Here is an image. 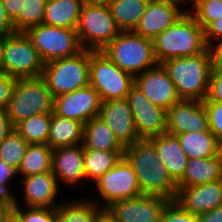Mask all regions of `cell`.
Masks as SVG:
<instances>
[{"mask_svg": "<svg viewBox=\"0 0 222 222\" xmlns=\"http://www.w3.org/2000/svg\"><path fill=\"white\" fill-rule=\"evenodd\" d=\"M123 157L132 166L140 190L146 195L175 199L177 183L161 164L155 146L148 139H141L125 148Z\"/></svg>", "mask_w": 222, "mask_h": 222, "instance_id": "obj_1", "label": "cell"}, {"mask_svg": "<svg viewBox=\"0 0 222 222\" xmlns=\"http://www.w3.org/2000/svg\"><path fill=\"white\" fill-rule=\"evenodd\" d=\"M176 86L181 100L204 101L208 97L213 58L210 48L187 57H174L160 63Z\"/></svg>", "mask_w": 222, "mask_h": 222, "instance_id": "obj_2", "label": "cell"}, {"mask_svg": "<svg viewBox=\"0 0 222 222\" xmlns=\"http://www.w3.org/2000/svg\"><path fill=\"white\" fill-rule=\"evenodd\" d=\"M153 44L159 64L174 57L195 56L208 48L204 29L188 11L170 28L158 34Z\"/></svg>", "mask_w": 222, "mask_h": 222, "instance_id": "obj_3", "label": "cell"}, {"mask_svg": "<svg viewBox=\"0 0 222 222\" xmlns=\"http://www.w3.org/2000/svg\"><path fill=\"white\" fill-rule=\"evenodd\" d=\"M101 52L133 77L159 64L153 40L134 31H120Z\"/></svg>", "mask_w": 222, "mask_h": 222, "instance_id": "obj_4", "label": "cell"}, {"mask_svg": "<svg viewBox=\"0 0 222 222\" xmlns=\"http://www.w3.org/2000/svg\"><path fill=\"white\" fill-rule=\"evenodd\" d=\"M89 64L90 50L83 49L74 56L45 63L41 78L54 98L88 86Z\"/></svg>", "mask_w": 222, "mask_h": 222, "instance_id": "obj_5", "label": "cell"}, {"mask_svg": "<svg viewBox=\"0 0 222 222\" xmlns=\"http://www.w3.org/2000/svg\"><path fill=\"white\" fill-rule=\"evenodd\" d=\"M5 110L15 126L33 115L52 113L53 97L41 77L17 79Z\"/></svg>", "mask_w": 222, "mask_h": 222, "instance_id": "obj_6", "label": "cell"}, {"mask_svg": "<svg viewBox=\"0 0 222 222\" xmlns=\"http://www.w3.org/2000/svg\"><path fill=\"white\" fill-rule=\"evenodd\" d=\"M4 73L16 79L39 78L44 62L25 32L2 36Z\"/></svg>", "mask_w": 222, "mask_h": 222, "instance_id": "obj_7", "label": "cell"}, {"mask_svg": "<svg viewBox=\"0 0 222 222\" xmlns=\"http://www.w3.org/2000/svg\"><path fill=\"white\" fill-rule=\"evenodd\" d=\"M83 49L102 51L119 33L108 5L84 3L76 27Z\"/></svg>", "mask_w": 222, "mask_h": 222, "instance_id": "obj_8", "label": "cell"}, {"mask_svg": "<svg viewBox=\"0 0 222 222\" xmlns=\"http://www.w3.org/2000/svg\"><path fill=\"white\" fill-rule=\"evenodd\" d=\"M89 84L98 92L101 102L125 99L134 85V77L103 52L90 50Z\"/></svg>", "mask_w": 222, "mask_h": 222, "instance_id": "obj_9", "label": "cell"}, {"mask_svg": "<svg viewBox=\"0 0 222 222\" xmlns=\"http://www.w3.org/2000/svg\"><path fill=\"white\" fill-rule=\"evenodd\" d=\"M27 36L44 63L71 57L83 50L76 29L41 24L28 29Z\"/></svg>", "mask_w": 222, "mask_h": 222, "instance_id": "obj_10", "label": "cell"}, {"mask_svg": "<svg viewBox=\"0 0 222 222\" xmlns=\"http://www.w3.org/2000/svg\"><path fill=\"white\" fill-rule=\"evenodd\" d=\"M97 190L105 202L104 210L114 203L142 195L137 177L129 162L122 157L119 162L96 181Z\"/></svg>", "mask_w": 222, "mask_h": 222, "instance_id": "obj_11", "label": "cell"}, {"mask_svg": "<svg viewBox=\"0 0 222 222\" xmlns=\"http://www.w3.org/2000/svg\"><path fill=\"white\" fill-rule=\"evenodd\" d=\"M126 99L141 139L166 133V110L154 105L135 85L130 88Z\"/></svg>", "mask_w": 222, "mask_h": 222, "instance_id": "obj_12", "label": "cell"}, {"mask_svg": "<svg viewBox=\"0 0 222 222\" xmlns=\"http://www.w3.org/2000/svg\"><path fill=\"white\" fill-rule=\"evenodd\" d=\"M100 105L98 92L89 84L84 88L54 97L53 113L85 124L99 116Z\"/></svg>", "mask_w": 222, "mask_h": 222, "instance_id": "obj_13", "label": "cell"}, {"mask_svg": "<svg viewBox=\"0 0 222 222\" xmlns=\"http://www.w3.org/2000/svg\"><path fill=\"white\" fill-rule=\"evenodd\" d=\"M169 202L164 197L142 194L116 202L107 210L117 222H160Z\"/></svg>", "mask_w": 222, "mask_h": 222, "instance_id": "obj_14", "label": "cell"}, {"mask_svg": "<svg viewBox=\"0 0 222 222\" xmlns=\"http://www.w3.org/2000/svg\"><path fill=\"white\" fill-rule=\"evenodd\" d=\"M125 149L141 140L127 99L103 101L99 116Z\"/></svg>", "mask_w": 222, "mask_h": 222, "instance_id": "obj_15", "label": "cell"}, {"mask_svg": "<svg viewBox=\"0 0 222 222\" xmlns=\"http://www.w3.org/2000/svg\"><path fill=\"white\" fill-rule=\"evenodd\" d=\"M134 85L154 104L164 110L181 101L174 82L161 64L134 77Z\"/></svg>", "mask_w": 222, "mask_h": 222, "instance_id": "obj_16", "label": "cell"}, {"mask_svg": "<svg viewBox=\"0 0 222 222\" xmlns=\"http://www.w3.org/2000/svg\"><path fill=\"white\" fill-rule=\"evenodd\" d=\"M166 133L179 135L209 130L207 111L202 101L181 100L166 111Z\"/></svg>", "mask_w": 222, "mask_h": 222, "instance_id": "obj_17", "label": "cell"}, {"mask_svg": "<svg viewBox=\"0 0 222 222\" xmlns=\"http://www.w3.org/2000/svg\"><path fill=\"white\" fill-rule=\"evenodd\" d=\"M179 5L173 0H150L134 32L153 40L187 11Z\"/></svg>", "mask_w": 222, "mask_h": 222, "instance_id": "obj_18", "label": "cell"}, {"mask_svg": "<svg viewBox=\"0 0 222 222\" xmlns=\"http://www.w3.org/2000/svg\"><path fill=\"white\" fill-rule=\"evenodd\" d=\"M177 188L173 201L194 215L198 216L222 205V180Z\"/></svg>", "mask_w": 222, "mask_h": 222, "instance_id": "obj_19", "label": "cell"}, {"mask_svg": "<svg viewBox=\"0 0 222 222\" xmlns=\"http://www.w3.org/2000/svg\"><path fill=\"white\" fill-rule=\"evenodd\" d=\"M52 173L59 184V179L65 184H77L86 180L84 169V147L75 146L58 147L52 152Z\"/></svg>", "mask_w": 222, "mask_h": 222, "instance_id": "obj_20", "label": "cell"}, {"mask_svg": "<svg viewBox=\"0 0 222 222\" xmlns=\"http://www.w3.org/2000/svg\"><path fill=\"white\" fill-rule=\"evenodd\" d=\"M26 207L56 208L59 204H54L58 194V182L52 172L30 175L23 178Z\"/></svg>", "mask_w": 222, "mask_h": 222, "instance_id": "obj_21", "label": "cell"}, {"mask_svg": "<svg viewBox=\"0 0 222 222\" xmlns=\"http://www.w3.org/2000/svg\"><path fill=\"white\" fill-rule=\"evenodd\" d=\"M156 148L161 164L166 167L171 178L178 183L186 170L188 157L176 135L163 133L148 139Z\"/></svg>", "mask_w": 222, "mask_h": 222, "instance_id": "obj_22", "label": "cell"}, {"mask_svg": "<svg viewBox=\"0 0 222 222\" xmlns=\"http://www.w3.org/2000/svg\"><path fill=\"white\" fill-rule=\"evenodd\" d=\"M222 180V157L189 159L177 187H192Z\"/></svg>", "mask_w": 222, "mask_h": 222, "instance_id": "obj_23", "label": "cell"}, {"mask_svg": "<svg viewBox=\"0 0 222 222\" xmlns=\"http://www.w3.org/2000/svg\"><path fill=\"white\" fill-rule=\"evenodd\" d=\"M83 133L84 123L52 112L47 145L52 149L79 145L83 142Z\"/></svg>", "mask_w": 222, "mask_h": 222, "instance_id": "obj_24", "label": "cell"}, {"mask_svg": "<svg viewBox=\"0 0 222 222\" xmlns=\"http://www.w3.org/2000/svg\"><path fill=\"white\" fill-rule=\"evenodd\" d=\"M85 0H47L44 24L76 29Z\"/></svg>", "mask_w": 222, "mask_h": 222, "instance_id": "obj_25", "label": "cell"}, {"mask_svg": "<svg viewBox=\"0 0 222 222\" xmlns=\"http://www.w3.org/2000/svg\"><path fill=\"white\" fill-rule=\"evenodd\" d=\"M177 137L188 159L221 156V143L210 130L182 133Z\"/></svg>", "mask_w": 222, "mask_h": 222, "instance_id": "obj_26", "label": "cell"}, {"mask_svg": "<svg viewBox=\"0 0 222 222\" xmlns=\"http://www.w3.org/2000/svg\"><path fill=\"white\" fill-rule=\"evenodd\" d=\"M82 145L86 149L93 150H125L116 140L110 127L100 117L92 118L84 124Z\"/></svg>", "mask_w": 222, "mask_h": 222, "instance_id": "obj_27", "label": "cell"}, {"mask_svg": "<svg viewBox=\"0 0 222 222\" xmlns=\"http://www.w3.org/2000/svg\"><path fill=\"white\" fill-rule=\"evenodd\" d=\"M82 200V201H81ZM72 200L60 203L55 208L56 222H95L103 207L93 200Z\"/></svg>", "mask_w": 222, "mask_h": 222, "instance_id": "obj_28", "label": "cell"}, {"mask_svg": "<svg viewBox=\"0 0 222 222\" xmlns=\"http://www.w3.org/2000/svg\"><path fill=\"white\" fill-rule=\"evenodd\" d=\"M150 0H112L108 6L120 31H134Z\"/></svg>", "mask_w": 222, "mask_h": 222, "instance_id": "obj_29", "label": "cell"}, {"mask_svg": "<svg viewBox=\"0 0 222 222\" xmlns=\"http://www.w3.org/2000/svg\"><path fill=\"white\" fill-rule=\"evenodd\" d=\"M53 149L47 144H29L21 161L18 173L23 177L52 172Z\"/></svg>", "mask_w": 222, "mask_h": 222, "instance_id": "obj_30", "label": "cell"}, {"mask_svg": "<svg viewBox=\"0 0 222 222\" xmlns=\"http://www.w3.org/2000/svg\"><path fill=\"white\" fill-rule=\"evenodd\" d=\"M124 151H104L84 148L85 178L96 182L123 157Z\"/></svg>", "mask_w": 222, "mask_h": 222, "instance_id": "obj_31", "label": "cell"}, {"mask_svg": "<svg viewBox=\"0 0 222 222\" xmlns=\"http://www.w3.org/2000/svg\"><path fill=\"white\" fill-rule=\"evenodd\" d=\"M51 113L33 115L14 126L28 144H47Z\"/></svg>", "mask_w": 222, "mask_h": 222, "instance_id": "obj_32", "label": "cell"}, {"mask_svg": "<svg viewBox=\"0 0 222 222\" xmlns=\"http://www.w3.org/2000/svg\"><path fill=\"white\" fill-rule=\"evenodd\" d=\"M47 0H24L19 17L13 22L16 32H26L28 29L43 24L45 4Z\"/></svg>", "mask_w": 222, "mask_h": 222, "instance_id": "obj_33", "label": "cell"}, {"mask_svg": "<svg viewBox=\"0 0 222 222\" xmlns=\"http://www.w3.org/2000/svg\"><path fill=\"white\" fill-rule=\"evenodd\" d=\"M29 144L13 129L0 143V159L19 168Z\"/></svg>", "mask_w": 222, "mask_h": 222, "instance_id": "obj_34", "label": "cell"}, {"mask_svg": "<svg viewBox=\"0 0 222 222\" xmlns=\"http://www.w3.org/2000/svg\"><path fill=\"white\" fill-rule=\"evenodd\" d=\"M189 9L187 11L205 30L213 21L222 16V0H198Z\"/></svg>", "mask_w": 222, "mask_h": 222, "instance_id": "obj_35", "label": "cell"}, {"mask_svg": "<svg viewBox=\"0 0 222 222\" xmlns=\"http://www.w3.org/2000/svg\"><path fill=\"white\" fill-rule=\"evenodd\" d=\"M13 203L12 216L18 222H56L55 208L27 207V210H23L20 209L16 198L13 200Z\"/></svg>", "mask_w": 222, "mask_h": 222, "instance_id": "obj_36", "label": "cell"}, {"mask_svg": "<svg viewBox=\"0 0 222 222\" xmlns=\"http://www.w3.org/2000/svg\"><path fill=\"white\" fill-rule=\"evenodd\" d=\"M207 111L209 130L222 142V102L211 101L208 97L203 101Z\"/></svg>", "mask_w": 222, "mask_h": 222, "instance_id": "obj_37", "label": "cell"}, {"mask_svg": "<svg viewBox=\"0 0 222 222\" xmlns=\"http://www.w3.org/2000/svg\"><path fill=\"white\" fill-rule=\"evenodd\" d=\"M160 222H199L198 216L182 209L176 202L170 201L161 216Z\"/></svg>", "mask_w": 222, "mask_h": 222, "instance_id": "obj_38", "label": "cell"}, {"mask_svg": "<svg viewBox=\"0 0 222 222\" xmlns=\"http://www.w3.org/2000/svg\"><path fill=\"white\" fill-rule=\"evenodd\" d=\"M18 174V171L12 165L0 159V198L14 200L8 187V182ZM13 177V178H12Z\"/></svg>", "mask_w": 222, "mask_h": 222, "instance_id": "obj_39", "label": "cell"}, {"mask_svg": "<svg viewBox=\"0 0 222 222\" xmlns=\"http://www.w3.org/2000/svg\"><path fill=\"white\" fill-rule=\"evenodd\" d=\"M17 79L6 73H0V109H6Z\"/></svg>", "mask_w": 222, "mask_h": 222, "instance_id": "obj_40", "label": "cell"}, {"mask_svg": "<svg viewBox=\"0 0 222 222\" xmlns=\"http://www.w3.org/2000/svg\"><path fill=\"white\" fill-rule=\"evenodd\" d=\"M208 98L211 101L222 102V70L212 68Z\"/></svg>", "mask_w": 222, "mask_h": 222, "instance_id": "obj_41", "label": "cell"}, {"mask_svg": "<svg viewBox=\"0 0 222 222\" xmlns=\"http://www.w3.org/2000/svg\"><path fill=\"white\" fill-rule=\"evenodd\" d=\"M204 32L208 48L214 44L213 40L222 41V16L213 21Z\"/></svg>", "mask_w": 222, "mask_h": 222, "instance_id": "obj_42", "label": "cell"}, {"mask_svg": "<svg viewBox=\"0 0 222 222\" xmlns=\"http://www.w3.org/2000/svg\"><path fill=\"white\" fill-rule=\"evenodd\" d=\"M16 33L12 21L7 16L3 0H0V37Z\"/></svg>", "mask_w": 222, "mask_h": 222, "instance_id": "obj_43", "label": "cell"}, {"mask_svg": "<svg viewBox=\"0 0 222 222\" xmlns=\"http://www.w3.org/2000/svg\"><path fill=\"white\" fill-rule=\"evenodd\" d=\"M3 4L7 16L13 23L19 17L21 9L24 5V0H3Z\"/></svg>", "mask_w": 222, "mask_h": 222, "instance_id": "obj_44", "label": "cell"}, {"mask_svg": "<svg viewBox=\"0 0 222 222\" xmlns=\"http://www.w3.org/2000/svg\"><path fill=\"white\" fill-rule=\"evenodd\" d=\"M14 129L6 110L0 109V143L7 137V135Z\"/></svg>", "mask_w": 222, "mask_h": 222, "instance_id": "obj_45", "label": "cell"}, {"mask_svg": "<svg viewBox=\"0 0 222 222\" xmlns=\"http://www.w3.org/2000/svg\"><path fill=\"white\" fill-rule=\"evenodd\" d=\"M199 222H222V205L198 215Z\"/></svg>", "mask_w": 222, "mask_h": 222, "instance_id": "obj_46", "label": "cell"}, {"mask_svg": "<svg viewBox=\"0 0 222 222\" xmlns=\"http://www.w3.org/2000/svg\"><path fill=\"white\" fill-rule=\"evenodd\" d=\"M13 200L0 198V222H7L12 217Z\"/></svg>", "mask_w": 222, "mask_h": 222, "instance_id": "obj_47", "label": "cell"}, {"mask_svg": "<svg viewBox=\"0 0 222 222\" xmlns=\"http://www.w3.org/2000/svg\"><path fill=\"white\" fill-rule=\"evenodd\" d=\"M210 50L213 58V68L222 70V41H219L216 45H212Z\"/></svg>", "mask_w": 222, "mask_h": 222, "instance_id": "obj_48", "label": "cell"}, {"mask_svg": "<svg viewBox=\"0 0 222 222\" xmlns=\"http://www.w3.org/2000/svg\"><path fill=\"white\" fill-rule=\"evenodd\" d=\"M95 222H117V220L111 215L108 210H103Z\"/></svg>", "mask_w": 222, "mask_h": 222, "instance_id": "obj_49", "label": "cell"}, {"mask_svg": "<svg viewBox=\"0 0 222 222\" xmlns=\"http://www.w3.org/2000/svg\"><path fill=\"white\" fill-rule=\"evenodd\" d=\"M112 0H85L86 3L108 5Z\"/></svg>", "mask_w": 222, "mask_h": 222, "instance_id": "obj_50", "label": "cell"}, {"mask_svg": "<svg viewBox=\"0 0 222 222\" xmlns=\"http://www.w3.org/2000/svg\"><path fill=\"white\" fill-rule=\"evenodd\" d=\"M4 72L3 62H2V37H0V73Z\"/></svg>", "mask_w": 222, "mask_h": 222, "instance_id": "obj_51", "label": "cell"}, {"mask_svg": "<svg viewBox=\"0 0 222 222\" xmlns=\"http://www.w3.org/2000/svg\"><path fill=\"white\" fill-rule=\"evenodd\" d=\"M174 2L181 4V3H186V2H192L191 7L198 1V0H173Z\"/></svg>", "mask_w": 222, "mask_h": 222, "instance_id": "obj_52", "label": "cell"}, {"mask_svg": "<svg viewBox=\"0 0 222 222\" xmlns=\"http://www.w3.org/2000/svg\"><path fill=\"white\" fill-rule=\"evenodd\" d=\"M7 222H18L13 216Z\"/></svg>", "mask_w": 222, "mask_h": 222, "instance_id": "obj_53", "label": "cell"}, {"mask_svg": "<svg viewBox=\"0 0 222 222\" xmlns=\"http://www.w3.org/2000/svg\"><path fill=\"white\" fill-rule=\"evenodd\" d=\"M220 154H221V157H222V142H221V146H220Z\"/></svg>", "mask_w": 222, "mask_h": 222, "instance_id": "obj_54", "label": "cell"}]
</instances>
